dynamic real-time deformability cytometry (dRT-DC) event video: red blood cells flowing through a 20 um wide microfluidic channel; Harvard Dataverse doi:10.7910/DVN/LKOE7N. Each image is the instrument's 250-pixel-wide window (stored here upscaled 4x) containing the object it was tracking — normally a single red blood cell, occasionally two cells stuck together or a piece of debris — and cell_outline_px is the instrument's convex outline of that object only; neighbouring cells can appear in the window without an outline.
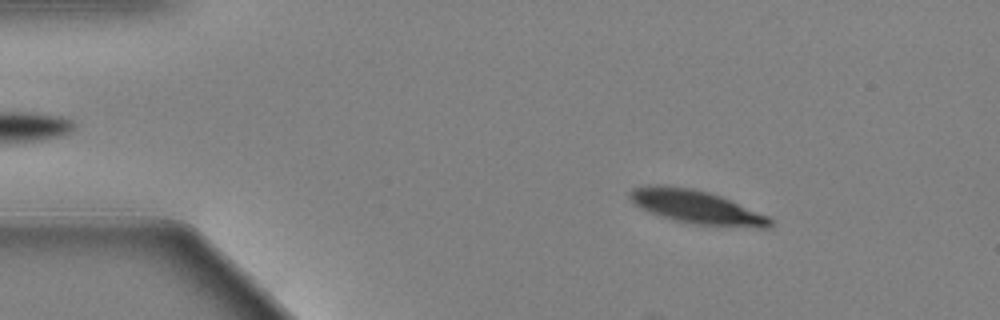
{"species": "Egyptian fruit bat (a non-hibernating species)", "species_latin": "Rousettus aegyptiacus", "temperature_condition": "warm", "stored_images_in_passage": 61, "camera_frame_rate_fps": 3000, "um_per_image_px": 0.085, "animal": {"sex": "female"}, "frame": {"image": 1, "passage_image": 9, "time_ms": 2.667, "image_size_px": [1000, 320], "cell_outline_px": [[772, 228], [756, 228], [692, 224], [676, 220], [640, 208], [628, 196], [628, 192], [632, 188], [648, 184], [660, 184], [692, 188], [708, 192], [720, 196], [768, 216], [772, 220]], "centroid_in_image_um": [59.19, 17.58], "position_along_channel_um": 25.8, "area_um2": 27.22}}
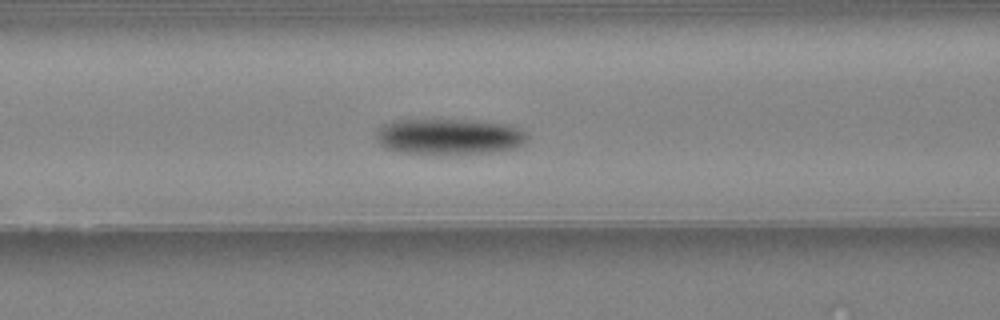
{"frame": {"image": 2, "passage_image": 25, "time_ms": 8.0, "image_size_px": [1000, 320], "cell_outline_px": [[528, 140], [524, 144], [512, 148], [492, 152], [400, 152], [384, 148], [376, 140], [376, 132], [384, 124], [392, 120], [468, 120], [508, 124], [520, 128], [528, 136]], "centroid_in_image_um": [38.17, 11.58], "position_along_channel_um": 128.4, "area_um2": 30.98}}
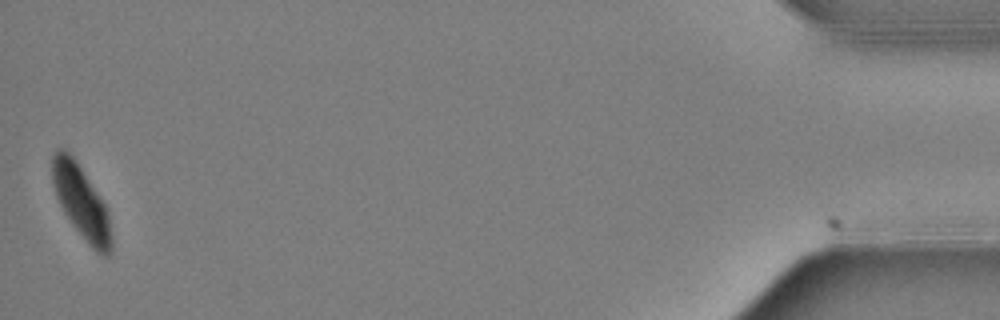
{"frame": {"image": 3, "passage_image": 61, "time_ms": 20.0, "image_size_px": [1000, 320], "cell_outline_px": [[112, 252], [108, 256], [104, 256], [96, 252], [88, 244], [72, 224], [64, 212], [56, 196], [52, 184], [52, 156], [56, 148], [64, 148], [72, 156], [108, 208], [112, 236]], "centroid_in_image_um": [6.92, 17.21], "position_along_channel_um": 428.3, "area_um2": 25.2}, "authors_computed_cell_mechanics": {"area_um2": 29.3046, "velocity_mm_per_s": 3.2797, "shape_relaxation_time_tau1_ms": 2.8783, "shape_relaxation_time_tau2_ms": 5.7593, "deformation_change_tau1": 0.1444, "deformation_change_tau2": 0.0527}}